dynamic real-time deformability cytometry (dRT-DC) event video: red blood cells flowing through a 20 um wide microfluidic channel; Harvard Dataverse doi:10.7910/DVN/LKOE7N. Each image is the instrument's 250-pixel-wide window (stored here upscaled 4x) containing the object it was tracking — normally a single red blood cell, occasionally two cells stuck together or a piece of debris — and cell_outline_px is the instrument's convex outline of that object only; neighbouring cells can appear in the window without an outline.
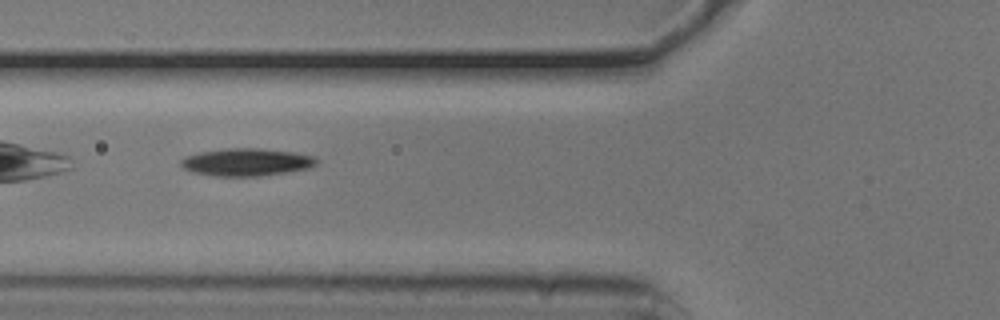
{"species": "common noctule bat (a hibernating species)", "species_latin": "Nyctalus noctula", "temperature_condition": "cold", "stored_images_in_passage": 31, "camera_frame_rate_fps": 3000, "um_per_image_px": 0.085, "animal": {"sex": "male", "body_mass_g": 20.5, "forearm_length_mm": 52.5}, "frame": {"image": 1, "passage_image": 5, "time_ms": 1.333, "image_size_px": [1000, 320], "cell_outline_px": [[320, 160], [316, 164], [308, 168], [288, 172], [260, 176], [216, 176], [192, 172], [184, 168], [180, 164], [180, 160], [188, 156], [204, 152], [224, 148], [260, 148], [292, 152], [312, 156]], "centroid_in_image_um": [20.97, 13.78], "position_along_channel_um": 104.8, "area_um2": 21.62}}
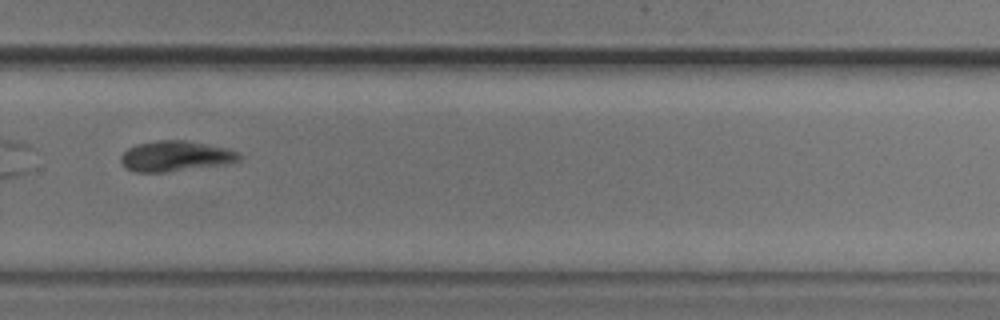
{"frame": {"image": 2, "passage_image": 22, "time_ms": 7.0, "image_size_px": [1000, 320], "cell_outline_px": [[244, 156], [240, 160], [220, 164], [164, 172], [136, 172], [128, 168], [120, 160], [120, 156], [128, 148], [136, 144], [156, 140], [184, 140], [228, 148], [240, 152]], "centroid_in_image_um": [14.92, 13.25], "position_along_channel_um": 314.9, "area_um2": 20.75}, "authors_computed_cell_mechanics": {"area_um2": 21.4438, "velocity_mm_per_s": 3.71, "shape_relaxation_time_tau1_ms": 2.7298, "shape_relaxation_time_tau2_ms": 3.3597, "deformation_change_tau1": 0.0822, "deformation_change_tau2": 0.1007}}